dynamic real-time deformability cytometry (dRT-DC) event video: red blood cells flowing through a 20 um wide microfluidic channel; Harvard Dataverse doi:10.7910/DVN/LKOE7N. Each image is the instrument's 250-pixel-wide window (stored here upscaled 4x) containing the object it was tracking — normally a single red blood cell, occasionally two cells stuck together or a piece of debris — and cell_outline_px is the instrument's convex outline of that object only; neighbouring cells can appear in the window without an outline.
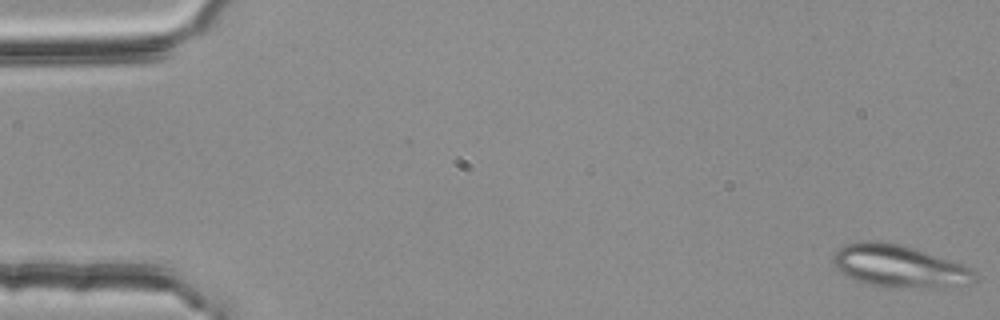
{"species": "common noctule bat (a hibernating species)", "species_latin": "Nyctalus noctula", "temperature_condition": "room temperature", "stored_images_in_passage": 3, "camera_frame_rate_fps": 3000, "um_per_image_px": 0.085, "animal": {"sex": "female", "body_mass_g": 25.1}, "frame": {"image": 1, "passage_image": 1, "time_ms": 0.0, "image_size_px": [1000, 320], "cell_outline_px": [[976, 276], [972, 280], [964, 284], [940, 288], [884, 288], [856, 280], [844, 276], [836, 268], [832, 260], [832, 256], [836, 248], [844, 244], [860, 240], [880, 240], [900, 244], [964, 264], [972, 268], [976, 272]], "centroid_in_image_um": [76.36, 22.62], "position_along_channel_um": 8.6, "area_um2": 35.6}}